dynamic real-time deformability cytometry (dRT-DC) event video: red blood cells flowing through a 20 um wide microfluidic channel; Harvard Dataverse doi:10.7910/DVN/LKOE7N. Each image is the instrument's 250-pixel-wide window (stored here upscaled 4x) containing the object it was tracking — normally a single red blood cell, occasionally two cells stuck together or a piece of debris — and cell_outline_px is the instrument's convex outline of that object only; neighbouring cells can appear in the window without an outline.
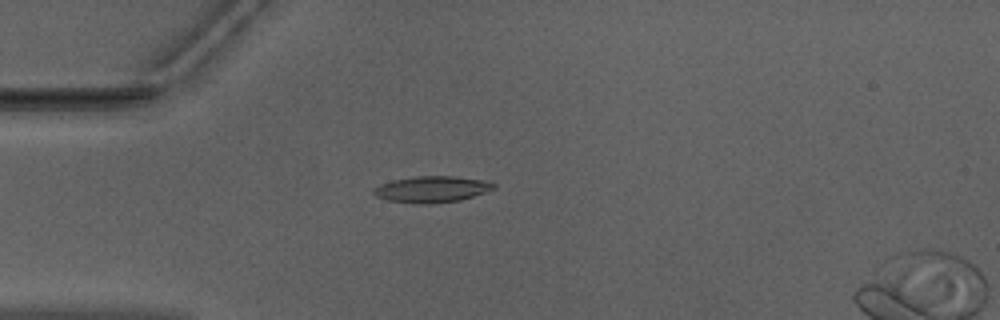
{"species": "Egyptian fruit bat (a non-hibernating species)", "species_latin": "Rousettus aegyptiacus", "temperature_condition": "warm", "stored_images_in_passage": 40, "segment_of_instrument_passage": [1, 2], "camera_frame_rate_fps": 3000, "um_per_image_px": 0.085, "animal": {"sex": "male"}, "frame": {"image": 1, "passage_image": 1, "time_ms": 0.0, "image_size_px": [1000, 320], "cell_outline_px": [[496, 188], [460, 200], [436, 204], [412, 204], [388, 200], [376, 196], [372, 192], [372, 188], [380, 184], [392, 180], [416, 176], [452, 176], [480, 180], [496, 184]], "centroid_in_image_um": [36.64, 16.1], "position_along_channel_um": 48.4, "area_um2": 18.44}}
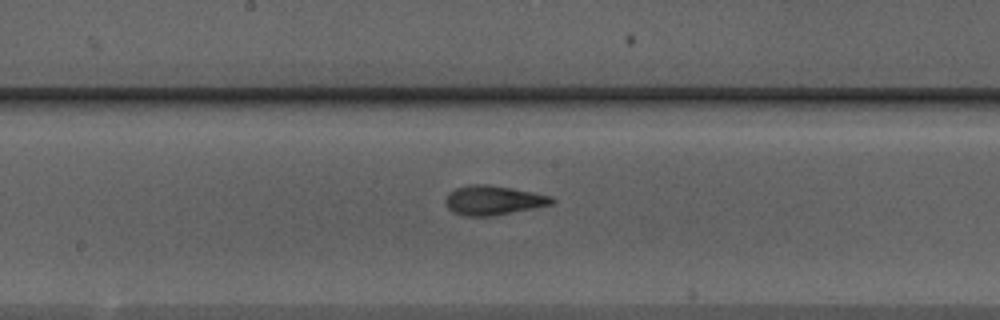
{"frame": {"image": 2, "passage_image": 14, "time_ms": 4.333, "image_size_px": [1000, 320], "cell_outline_px": [[556, 200], [552, 204], [492, 216], [464, 216], [452, 212], [448, 208], [444, 200], [448, 192], [456, 188], [472, 184], [484, 184], [512, 188], [532, 192], [548, 196]], "centroid_in_image_um": [41.86, 17.02], "position_along_channel_um": 206.3, "area_um2": 18.03}}
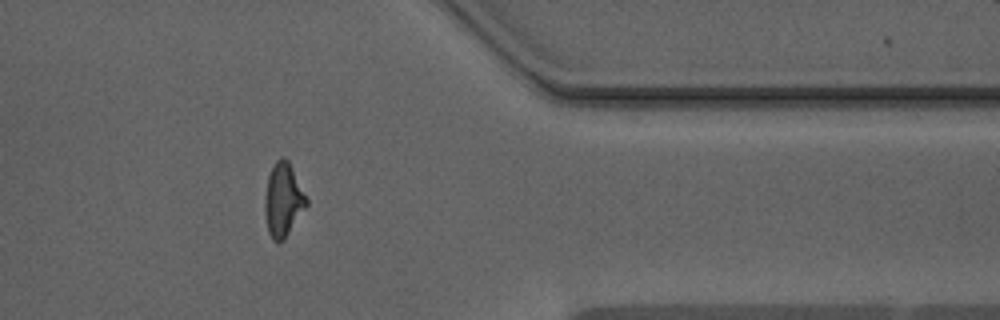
{"frame": {"image": 3, "passage_image": 29, "time_ms": 9.333, "image_size_px": [1000, 320], "cell_outline_px": [[308, 204], [284, 240], [280, 244], [272, 240], [268, 232], [264, 212], [264, 204], [268, 176], [276, 160], [280, 156], [284, 156], [288, 160], [308, 200]], "centroid_in_image_um": [24.06, 17.02], "position_along_channel_um": 387.3, "area_um2": 17.86}}